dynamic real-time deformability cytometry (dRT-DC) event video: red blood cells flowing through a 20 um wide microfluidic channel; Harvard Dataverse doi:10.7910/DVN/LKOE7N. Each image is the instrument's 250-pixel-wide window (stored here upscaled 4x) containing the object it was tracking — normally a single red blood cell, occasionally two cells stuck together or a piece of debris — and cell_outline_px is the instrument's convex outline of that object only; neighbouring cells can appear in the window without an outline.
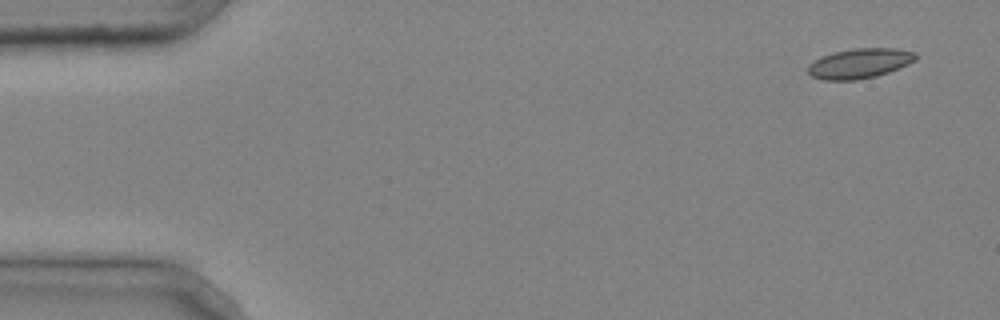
{"species": "common noctule bat (a hibernating species)", "species_latin": "Nyctalus noctula", "temperature_condition": "cold", "stored_images_in_passage": 4, "camera_frame_rate_fps": 3000, "um_per_image_px": 0.085, "animal": {"sex": "male", "body_mass_g": 20.4}, "frame": {"image": 1, "passage_image": 1, "time_ms": 0.0, "image_size_px": [1000, 320], "cell_outline_px": [[916, 60], [908, 64], [888, 72], [876, 76], [856, 80], [824, 80], [812, 76], [808, 72], [808, 64], [824, 56], [836, 52], [856, 48], [896, 48], [916, 52]], "centroid_in_image_um": [73.09, 5.39], "position_along_channel_um": 11.9, "area_um2": 18.55}}
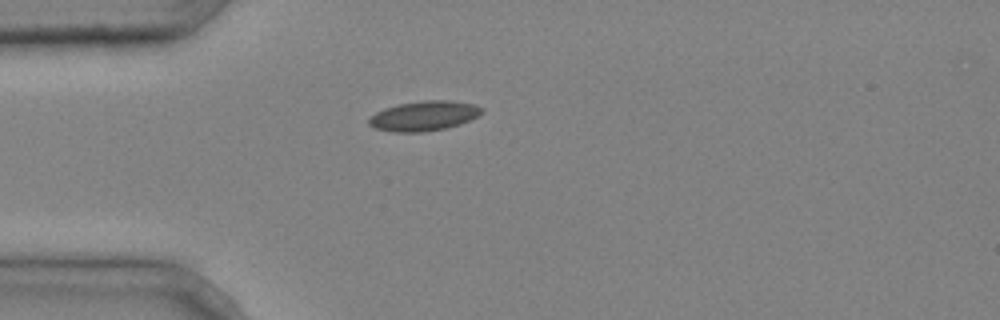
{"frame": {"image": 2, "passage_image": 4, "time_ms": 1.0, "image_size_px": [1000, 320], "cell_outline_px": [[484, 112], [460, 124], [444, 128], [424, 132], [392, 132], [376, 128], [368, 124], [368, 120], [376, 112], [384, 108], [400, 104], [424, 100], [448, 100], [476, 104], [484, 108]], "centroid_in_image_um": [36.05, 9.84], "position_along_channel_um": 48.9, "area_um2": 19.54}}